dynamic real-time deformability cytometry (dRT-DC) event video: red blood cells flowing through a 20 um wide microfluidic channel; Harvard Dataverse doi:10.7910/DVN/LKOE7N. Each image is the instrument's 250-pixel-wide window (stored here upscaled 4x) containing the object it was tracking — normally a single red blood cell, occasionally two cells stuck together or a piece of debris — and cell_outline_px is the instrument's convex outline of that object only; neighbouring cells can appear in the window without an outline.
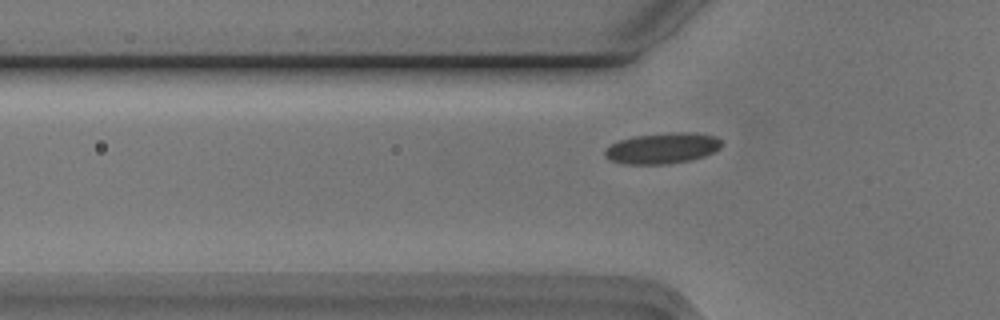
{"species": "Egyptian fruit bat (a non-hibernating species)", "species_latin": "Rousettus aegyptiacus", "temperature_condition": "cold", "stored_images_in_passage": 33, "camera_frame_rate_fps": 3000, "um_per_image_px": 0.085, "animal": {"sex": "male"}, "frame": {"image": 1, "passage_image": 2, "time_ms": 0.333, "image_size_px": [1000, 320], "cell_outline_px": [[724, 144], [720, 148], [704, 156], [688, 160], [668, 164], [628, 164], [612, 160], [604, 156], [604, 148], [620, 140], [632, 136], [672, 132], [696, 132], [716, 136]], "centroid_in_image_um": [56.32, 12.58], "position_along_channel_um": 69.5, "area_um2": 21.04}}
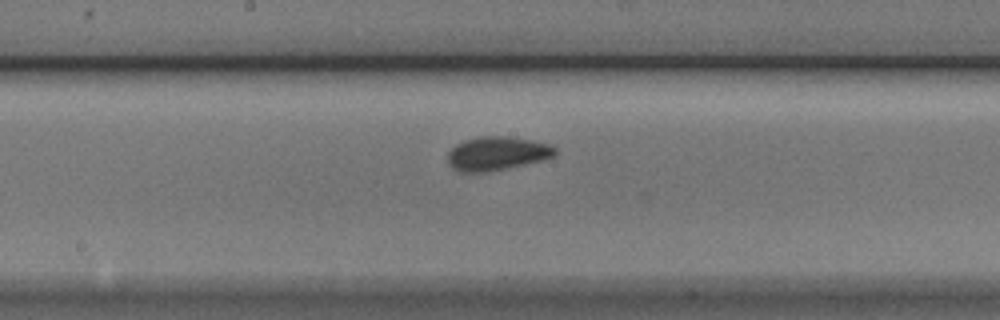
{"frame": {"image": 2, "passage_image": 13, "time_ms": 4.0, "image_size_px": [1000, 320], "cell_outline_px": [[556, 152], [552, 156], [544, 160], [488, 172], [456, 172], [448, 164], [448, 152], [456, 144], [464, 140], [480, 136], [508, 136], [548, 144], [556, 148]], "centroid_in_image_um": [42.19, 13.06], "position_along_channel_um": 206.0, "area_um2": 21.1}}
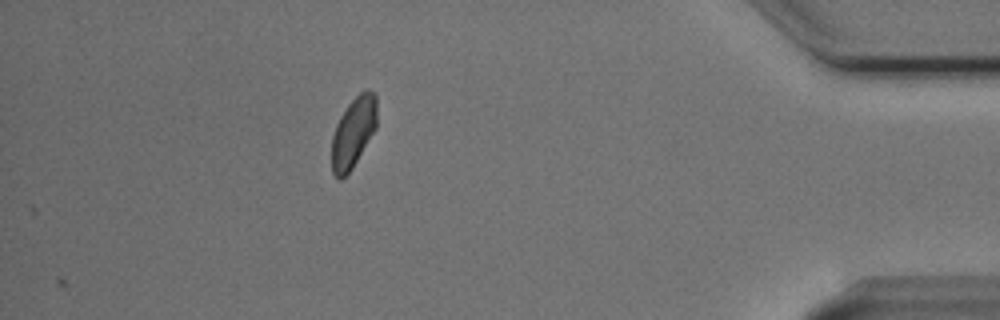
{"frame": {"image": 3, "passage_image": 33, "time_ms": 10.667, "image_size_px": [1000, 320], "cell_outline_px": [[376, 128], [352, 168], [340, 180], [332, 172], [332, 136], [336, 124], [340, 116], [348, 104], [364, 88], [368, 88], [376, 96]], "centroid_in_image_um": [30.03, 11.22], "position_along_channel_um": 405.2, "area_um2": 18.38}, "authors_computed_cell_mechanics": {"area_um2": 19.4786, "velocity_mm_per_s": 3.7244, "shape_relaxation_time_tau1_ms": 4.1494, "shape_relaxation_time_tau2_ms": 3.3565, "deformation_change_tau1": 0.0875, "deformation_change_tau2": 0.0593}}